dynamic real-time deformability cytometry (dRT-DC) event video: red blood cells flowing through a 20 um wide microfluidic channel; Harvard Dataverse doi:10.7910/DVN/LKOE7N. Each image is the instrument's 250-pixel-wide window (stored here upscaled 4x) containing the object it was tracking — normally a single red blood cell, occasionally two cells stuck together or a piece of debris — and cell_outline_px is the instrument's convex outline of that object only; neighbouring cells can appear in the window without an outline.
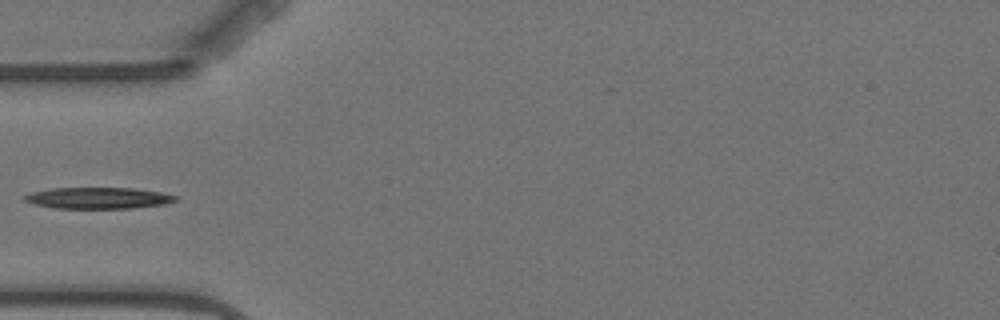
{"species": "Egyptian fruit bat (a non-hibernating species)", "species_latin": "Rousettus aegyptiacus", "temperature_condition": "warm", "stored_images_in_passage": 6, "segment_of_instrument_passage": [2, 2], "camera_frame_rate_fps": 3000, "um_per_image_px": 0.085, "animal": {"sex": "female"}, "frame": {"image": 1, "passage_image": 6, "time_ms": 5.667, "image_size_px": [1000, 320], "cell_outline_px": [[180, 196], [176, 200], [164, 204], [128, 208], [56, 208], [36, 204], [24, 200], [24, 196], [32, 192], [52, 188], [136, 188], [164, 192]], "centroid_in_image_um": [8.42, 16.82], "position_along_channel_um": 76.6, "area_um2": 18.67}}